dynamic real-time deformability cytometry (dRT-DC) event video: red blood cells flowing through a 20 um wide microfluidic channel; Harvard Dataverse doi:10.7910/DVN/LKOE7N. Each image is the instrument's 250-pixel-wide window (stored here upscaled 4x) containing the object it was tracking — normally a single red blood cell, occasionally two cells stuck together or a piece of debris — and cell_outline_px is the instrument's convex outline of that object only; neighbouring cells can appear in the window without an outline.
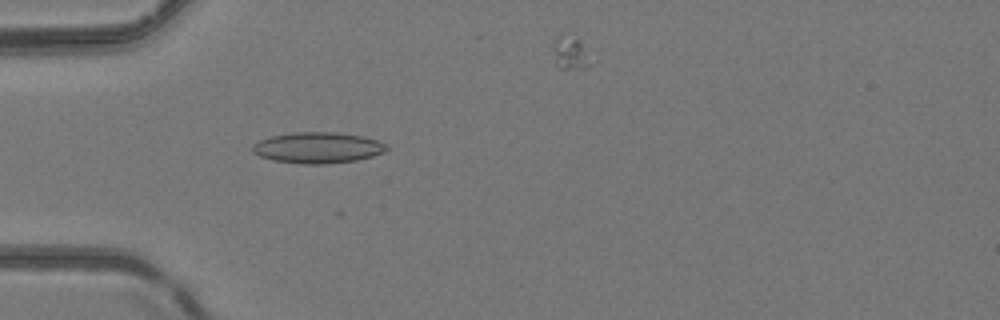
{"species": "common noctule bat (a hibernating species)", "species_latin": "Nyctalus noctula", "temperature_condition": "room temperature", "stored_images_in_passage": 28, "camera_frame_rate_fps": 3000, "um_per_image_px": 0.085, "animal": {"sex": "female", "body_mass_g": 24.6, "forearm_length_mm": 56.2}, "frame": {"image": 1, "passage_image": 14, "time_ms": 4.333, "image_size_px": [1000, 320], "cell_outline_px": [[388, 148], [384, 152], [372, 156], [356, 160], [324, 164], [304, 164], [272, 160], [260, 156], [252, 152], [252, 144], [260, 140], [272, 136], [296, 132], [336, 132], [364, 136], [388, 144]], "centroid_in_image_um": [27.02, 12.55], "position_along_channel_um": 58.0, "area_um2": 24.22}}
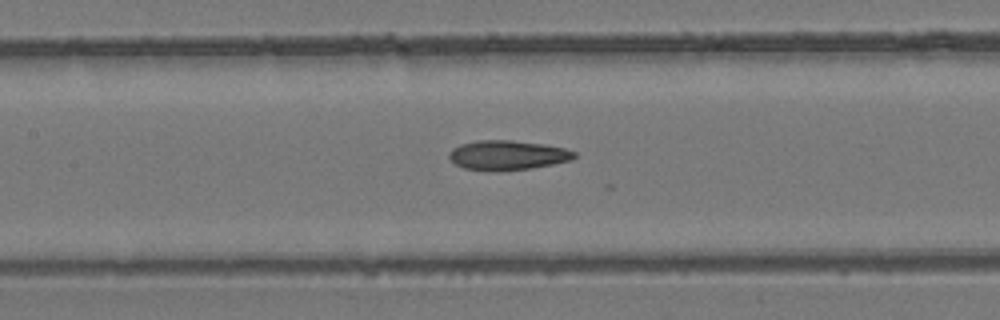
{"frame": {"image": 2, "passage_image": 22, "time_ms": 7.0, "image_size_px": [1000, 320], "cell_outline_px": [[576, 156], [572, 160], [532, 168], [464, 168], [456, 164], [448, 156], [448, 152], [452, 148], [460, 144], [476, 140], [512, 140], [544, 144], [564, 148], [576, 152]], "centroid_in_image_um": [43.16, 13.13], "position_along_channel_um": 164.2, "area_um2": 20.81}}
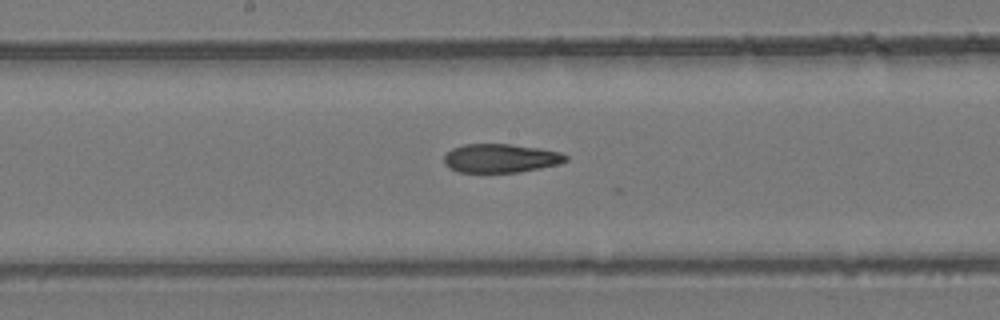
{"frame": {"image": 3, "passage_image": 25, "time_ms": 8.0, "image_size_px": [1000, 320], "cell_outline_px": [[568, 160], [560, 164], [540, 168], [516, 172], [460, 172], [448, 168], [444, 164], [444, 156], [452, 148], [464, 144], [508, 144], [540, 148], [560, 152], [568, 156]], "centroid_in_image_um": [42.55, 13.45], "position_along_channel_um": 205.6, "area_um2": 20.4}}